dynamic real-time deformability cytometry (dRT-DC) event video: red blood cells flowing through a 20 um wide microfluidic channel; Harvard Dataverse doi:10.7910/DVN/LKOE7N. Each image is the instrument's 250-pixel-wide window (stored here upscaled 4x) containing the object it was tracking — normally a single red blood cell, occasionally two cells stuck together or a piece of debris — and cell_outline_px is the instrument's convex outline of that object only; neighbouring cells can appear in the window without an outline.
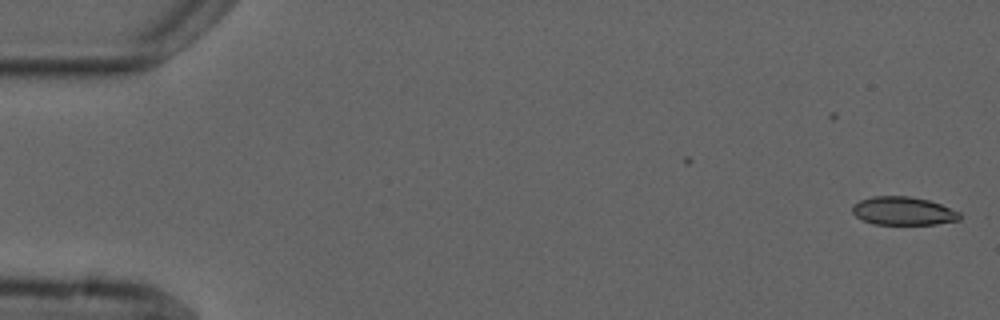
{"species": "common noctule bat (a hibernating species)", "species_latin": "Nyctalus noctula", "temperature_condition": "cold", "stored_images_in_passage": 6, "segment_of_instrument_passage": [1, 2], "camera_frame_rate_fps": 3000, "um_per_image_px": 0.085, "animal": {"sex": "male", "forearm_length_mm": 52.5}, "frame": {"image": 1, "passage_image": 1, "time_ms": 0.0, "image_size_px": [1000, 320], "cell_outline_px": [[960, 220], [936, 224], [872, 224], [856, 216], [852, 212], [852, 204], [860, 200], [872, 196], [908, 196], [928, 200], [940, 204], [960, 212]], "centroid_in_image_um": [76.76, 17.93], "position_along_channel_um": 8.2, "area_um2": 17.69}}
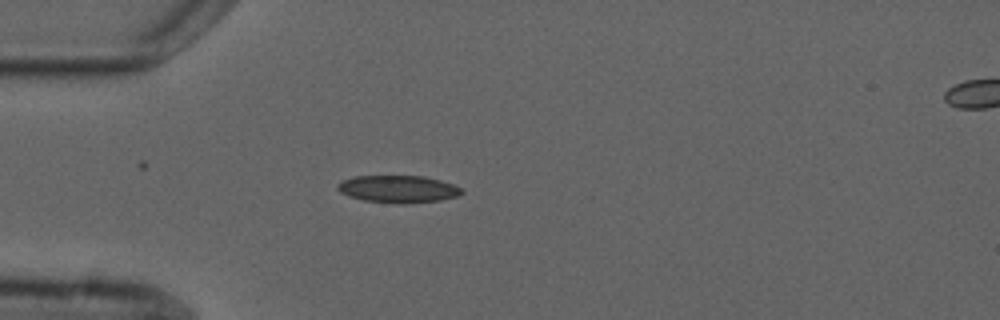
{"frame": {"image": 2, "passage_image": 5, "time_ms": 4.667, "image_size_px": [1000, 320], "cell_outline_px": [[464, 192], [460, 196], [440, 200], [404, 204], [400, 204], [364, 200], [348, 196], [340, 192], [336, 188], [336, 184], [344, 180], [356, 176], [424, 176], [440, 180], [452, 184], [460, 188]], "centroid_in_image_um": [33.85, 16.07], "position_along_channel_um": 51.2, "area_um2": 19.77}}